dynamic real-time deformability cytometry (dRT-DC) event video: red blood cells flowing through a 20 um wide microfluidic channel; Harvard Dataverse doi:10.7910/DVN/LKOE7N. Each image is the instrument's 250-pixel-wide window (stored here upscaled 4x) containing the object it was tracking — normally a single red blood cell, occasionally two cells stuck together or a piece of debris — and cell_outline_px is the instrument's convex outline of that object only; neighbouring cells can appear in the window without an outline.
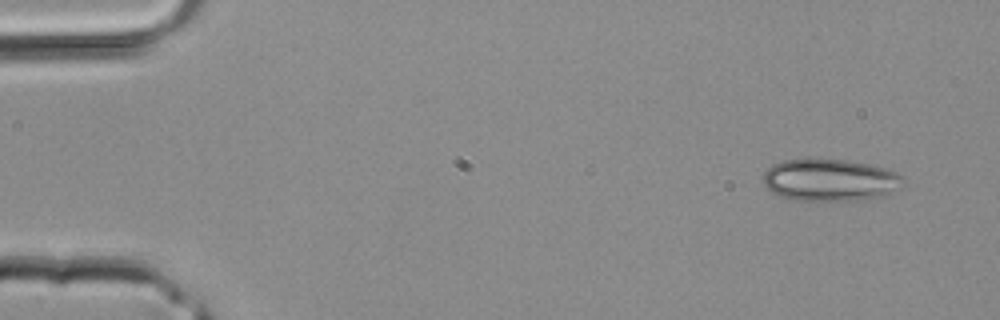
{"species": "common noctule bat (a hibernating species)", "species_latin": "Nyctalus noctula", "temperature_condition": "room temperature", "stored_images_in_passage": 4, "camera_frame_rate_fps": 3000, "um_per_image_px": 0.085, "animal": {"sex": "male", "body_mass_g": 20.4}, "frame": {"image": 1, "passage_image": 1, "time_ms": 0.0, "image_size_px": [1000, 320], "cell_outline_px": [[908, 180], [900, 188], [880, 196], [856, 200], [796, 200], [780, 196], [772, 192], [764, 184], [764, 172], [772, 164], [784, 160], [848, 160], [876, 164], [888, 168], [904, 176]], "centroid_in_image_um": [70.63, 15.29], "position_along_channel_um": 14.4, "area_um2": 34.45}}